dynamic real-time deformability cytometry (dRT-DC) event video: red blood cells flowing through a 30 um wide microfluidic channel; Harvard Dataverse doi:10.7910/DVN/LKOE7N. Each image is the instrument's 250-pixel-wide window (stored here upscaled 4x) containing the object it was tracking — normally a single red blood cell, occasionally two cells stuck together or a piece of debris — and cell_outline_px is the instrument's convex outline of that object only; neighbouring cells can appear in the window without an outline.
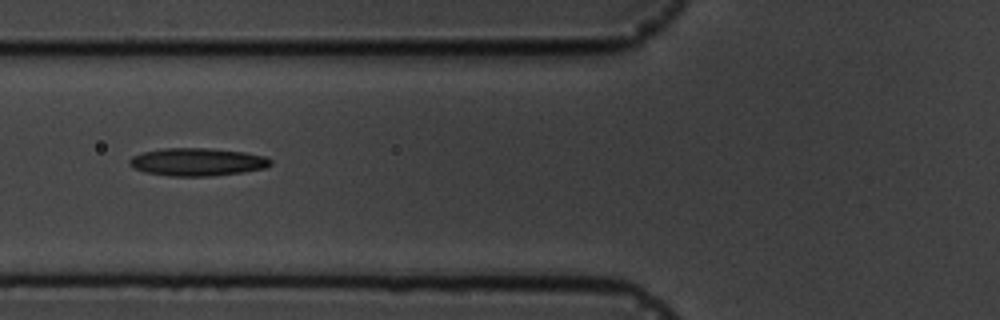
{"species": "common noctule bat (a hibernating species)", "species_latin": "Nyctalus noctula", "temperature_condition": "cold", "stored_images_in_passage": 18, "camera_frame_rate_fps": 3000, "um_per_image_px": 0.085, "animal": {"sex": "male", "body_mass_g": 19.5, "forearm_length_mm": 54.6}, "frame": {"image": 1, "passage_image": 7, "time_ms": 7.0, "image_size_px": [1000, 320], "cell_outline_px": [[272, 164], [264, 168], [244, 172], [208, 176], [172, 176], [144, 172], [128, 164], [128, 160], [132, 156], [144, 152], [164, 148], [208, 148], [244, 152], [264, 156], [272, 160]], "centroid_in_image_um": [16.77, 13.76], "position_along_channel_um": 109.0, "area_um2": 22.77}}
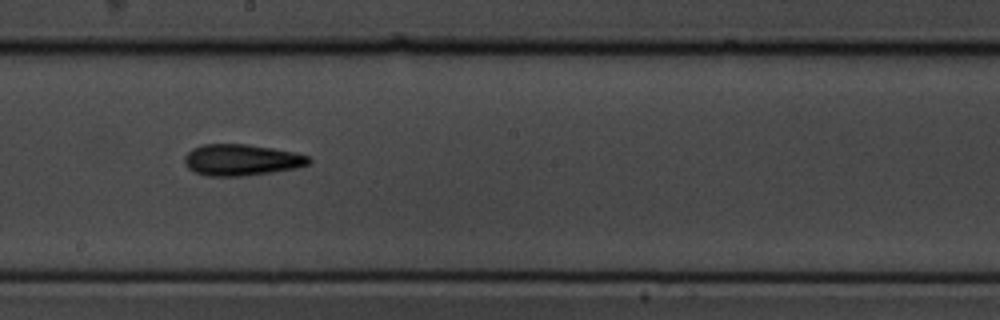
{"frame": {"image": 2, "passage_image": 10, "time_ms": 10.333, "image_size_px": [1000, 320], "cell_outline_px": [[312, 160], [308, 164], [296, 168], [272, 172], [240, 176], [208, 176], [196, 172], [188, 168], [184, 160], [184, 156], [192, 148], [204, 144], [248, 144], [296, 152], [308, 156]], "centroid_in_image_um": [20.53, 13.58], "position_along_channel_um": 227.7, "area_um2": 22.66}}
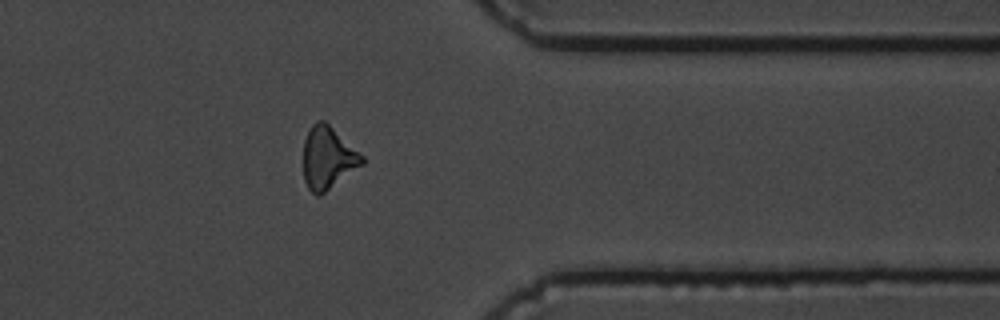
{"frame": {"image": 3, "passage_image": 14, "time_ms": 15.0, "image_size_px": [1000, 320], "cell_outline_px": [[364, 164], [320, 196], [316, 196], [308, 188], [304, 180], [304, 140], [312, 124], [316, 120], [324, 120], [364, 156]], "centroid_in_image_um": [27.87, 13.43], "position_along_channel_um": 383.5, "area_um2": 21.33}}